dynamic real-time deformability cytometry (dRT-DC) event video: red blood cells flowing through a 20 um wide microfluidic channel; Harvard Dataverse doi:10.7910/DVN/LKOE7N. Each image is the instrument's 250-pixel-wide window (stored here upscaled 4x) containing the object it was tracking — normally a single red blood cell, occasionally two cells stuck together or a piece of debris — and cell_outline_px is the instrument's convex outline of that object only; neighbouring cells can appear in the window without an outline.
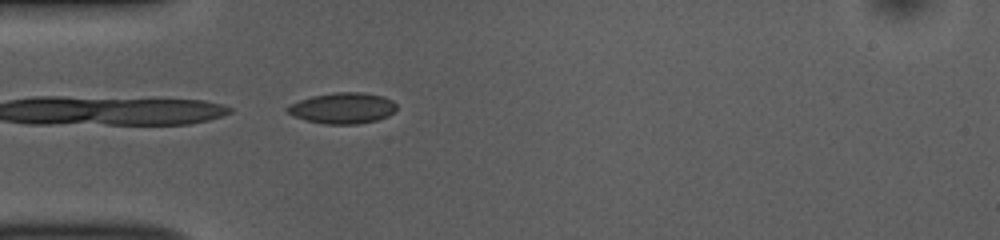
{"species": "common noctule bat (a hibernating species)", "species_latin": "Nyctalus noctula", "temperature_condition": "room temperature", "stored_images_in_passage": 15, "camera_frame_rate_fps": 3000, "um_per_image_px": 0.085, "animal": {"sex": "female", "body_mass_g": 10.0, "forearm_length_mm": 53.1}, "frame": {"image": 1, "passage_image": 15, "time_ms": 4.667, "image_size_px": [1000, 240], "cell_outline_px": [[396, 108], [388, 116], [376, 120], [356, 124], [324, 124], [304, 120], [288, 112], [284, 108], [300, 100], [312, 96], [332, 92], [364, 92], [384, 96], [392, 100], [396, 104]], "centroid_in_image_um": [29.13, 9.18], "position_along_channel_um": 55.9, "area_um2": 19.65}}